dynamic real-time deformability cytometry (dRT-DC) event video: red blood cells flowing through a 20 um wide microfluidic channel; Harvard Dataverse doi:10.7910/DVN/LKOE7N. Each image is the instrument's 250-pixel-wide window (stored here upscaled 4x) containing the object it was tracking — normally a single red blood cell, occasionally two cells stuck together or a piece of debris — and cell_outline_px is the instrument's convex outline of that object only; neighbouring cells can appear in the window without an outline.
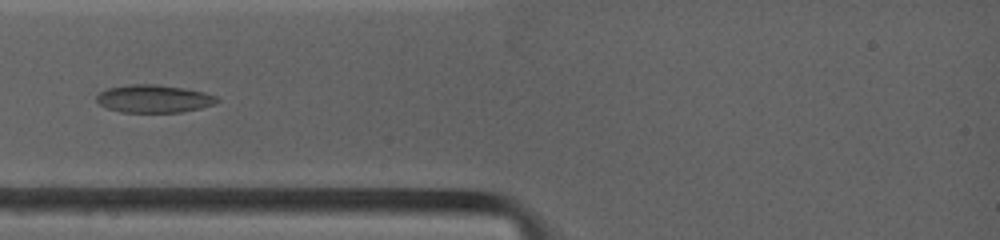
{"species": "common noctule bat (a hibernating species)", "species_latin": "Nyctalus noctula", "temperature_condition": "warm", "stored_images_in_passage": 10, "camera_frame_rate_fps": 4500, "um_per_image_px": 0.085, "animal": {"sex": "female", "body_mass_g": 19.0, "forearm_length_mm": 53.3}, "frame": {"image": 1, "passage_image": 6, "time_ms": 2.0, "image_size_px": [1000, 240], "cell_outline_px": [[220, 100], [216, 104], [200, 108], [180, 112], [120, 112], [108, 108], [100, 104], [96, 100], [96, 96], [100, 92], [108, 88], [128, 84], [156, 84], [184, 88], [204, 92], [216, 96]], "centroid_in_image_um": [13.09, 8.39], "position_along_channel_um": 71.9, "area_um2": 19.54}}